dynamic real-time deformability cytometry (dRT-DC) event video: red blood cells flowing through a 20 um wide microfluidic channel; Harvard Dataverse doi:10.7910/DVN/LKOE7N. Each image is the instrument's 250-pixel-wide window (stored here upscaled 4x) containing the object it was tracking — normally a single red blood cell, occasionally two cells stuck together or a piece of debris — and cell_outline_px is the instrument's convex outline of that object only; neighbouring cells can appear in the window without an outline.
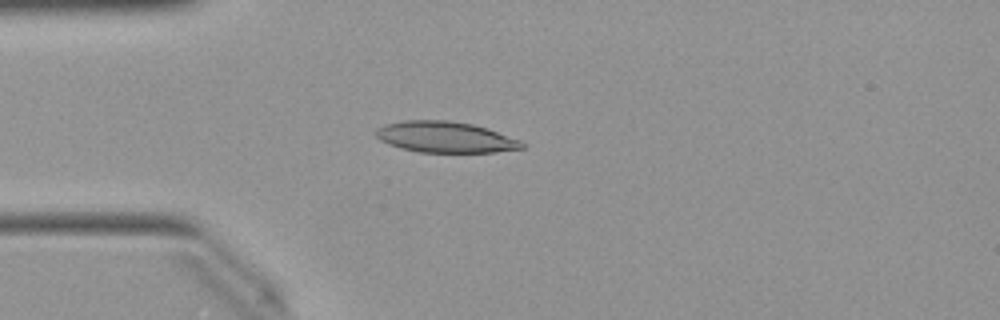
{"species": "Egyptian fruit bat (a non-hibernating species)", "species_latin": "Rousettus aegyptiacus", "temperature_condition": "warm", "stored_images_in_passage": 49, "camera_frame_rate_fps": 3000, "um_per_image_px": 0.085, "animal": {"sex": "female"}, "frame": {"image": 1, "passage_image": 12, "time_ms": 3.667, "image_size_px": [1000, 320], "cell_outline_px": [[524, 148], [496, 152], [420, 152], [400, 148], [388, 144], [380, 140], [376, 136], [376, 128], [388, 124], [404, 120], [444, 120], [472, 124], [488, 128], [520, 140], [524, 144]], "centroid_in_image_um": [37.85, 11.65], "position_along_channel_um": 47.1, "area_um2": 26.3}}
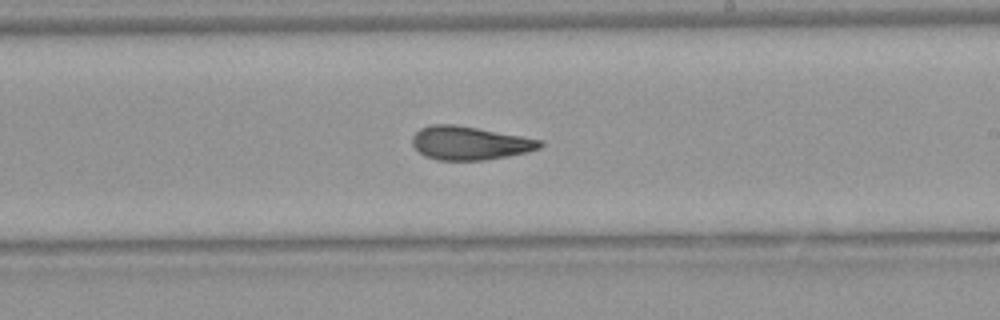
{"frame": {"image": 2, "passage_image": 28, "time_ms": 9.0, "image_size_px": [1000, 320], "cell_outline_px": [[544, 144], [540, 148], [528, 152], [508, 156], [484, 160], [436, 160], [424, 156], [412, 144], [412, 136], [420, 128], [432, 124], [456, 124], [544, 140]], "centroid_in_image_um": [39.94, 12.16], "position_along_channel_um": 249.1, "area_um2": 25.09}}
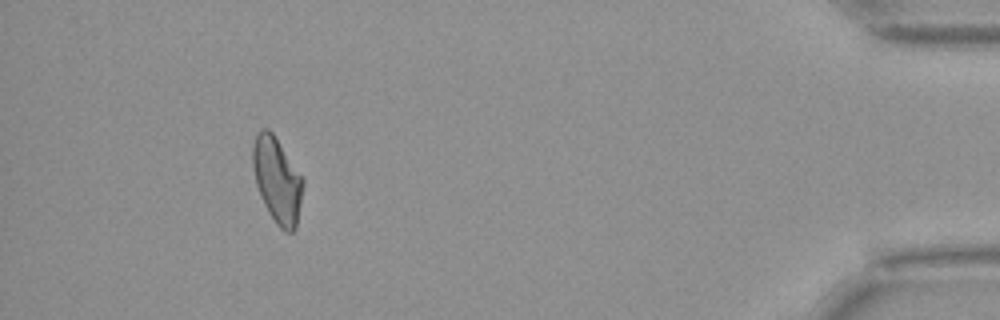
{"frame": {"image": 3, "passage_image": 45, "time_ms": 14.667, "image_size_px": [1000, 320], "cell_outline_px": [[304, 184], [296, 228], [292, 232], [284, 232], [276, 224], [268, 212], [260, 196], [256, 184], [252, 164], [252, 148], [256, 136], [264, 128], [268, 128], [272, 132], [304, 180]], "centroid_in_image_um": [23.55, 15.35], "position_along_channel_um": 411.6, "area_um2": 24.8}, "authors_computed_cell_mechanics": {"area_um2": 24.9696, "velocity_mm_per_s": 4.04, "shape_relaxation_time_tau1_ms": null, "shape_relaxation_time_tau2_ms": 2.9569, "deformation_change_tau1": null, "deformation_change_tau2": 0.1163}}